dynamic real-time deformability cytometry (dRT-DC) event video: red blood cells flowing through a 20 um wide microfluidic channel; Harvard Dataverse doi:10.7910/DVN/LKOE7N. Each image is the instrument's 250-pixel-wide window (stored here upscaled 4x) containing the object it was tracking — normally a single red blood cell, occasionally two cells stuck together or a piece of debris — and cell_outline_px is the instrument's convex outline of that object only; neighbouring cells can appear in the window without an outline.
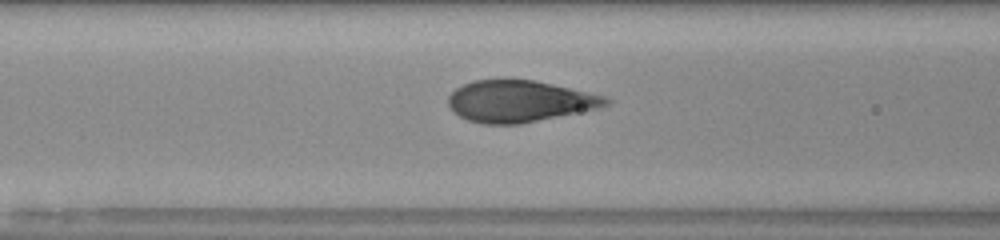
{"species": "human", "species_latin": "Homo sapiens", "temperature_condition": "room temperature", "stored_images_in_passage": 38, "camera_frame_rate_fps": 3000, "um_per_image_px": 0.085, "donor": {"sex": "male"}, "frame": {"image": 1, "passage_image": 8, "time_ms": 2.333, "image_size_px": [1000, 240], "cell_outline_px": [[612, 100], [608, 104], [596, 108], [520, 124], [484, 124], [468, 120], [452, 112], [448, 104], [448, 96], [456, 88], [472, 80], [536, 80], [604, 96]], "centroid_in_image_um": [44.1, 8.6], "position_along_channel_um": 122.5, "area_um2": 37.8}}
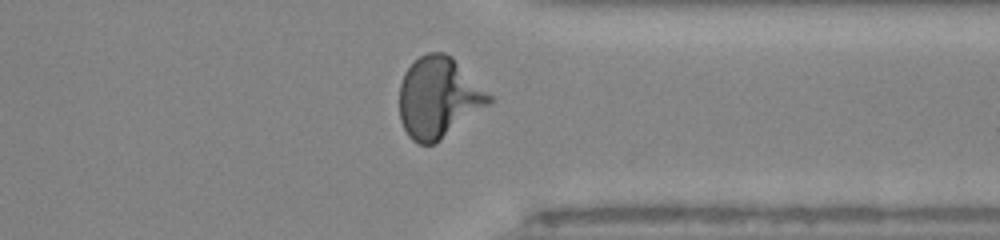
{"frame": {"image": 2, "passage_image": 27, "time_ms": 8.667, "image_size_px": [1000, 240], "cell_outline_px": [[496, 100], [436, 144], [416, 144], [408, 136], [400, 120], [400, 84], [404, 72], [420, 56], [428, 52], [444, 52], [452, 56]], "centroid_in_image_um": [37.29, 8.32], "position_along_channel_um": 374.1, "area_um2": 42.48}}
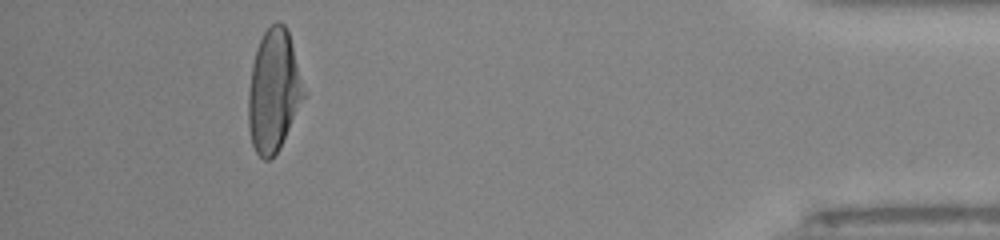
{"frame": {"image": 3, "passage_image": 34, "time_ms": 11.0, "image_size_px": [1000, 240], "cell_outline_px": [[304, 96], [280, 148], [268, 160], [264, 160], [256, 152], [252, 144], [248, 124], [248, 92], [252, 64], [256, 48], [264, 32], [276, 20], [284, 24], [288, 32], [304, 92]], "centroid_in_image_um": [23.22, 7.73], "position_along_channel_um": 412.0, "area_um2": 38.61}, "authors_computed_cell_mechanics": {"area_um2": 40.1132, "velocity_mm_per_s": 4.0101, "shape_relaxation_time_tau1_ms": 4.4841, "shape_relaxation_time_tau2_ms": null, "deformation_change_tau1": 0.2461, "deformation_change_tau2": null}}